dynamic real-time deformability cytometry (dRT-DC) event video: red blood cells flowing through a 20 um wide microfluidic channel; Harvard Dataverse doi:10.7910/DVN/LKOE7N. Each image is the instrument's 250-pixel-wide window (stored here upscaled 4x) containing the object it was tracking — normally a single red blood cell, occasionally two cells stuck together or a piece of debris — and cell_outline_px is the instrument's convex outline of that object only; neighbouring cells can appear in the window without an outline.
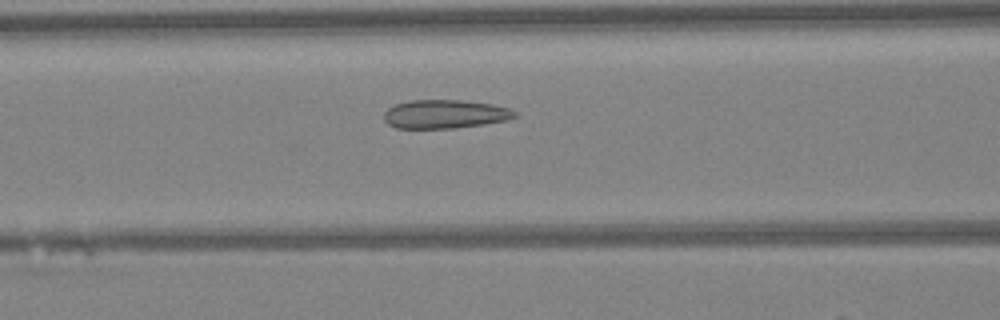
{"species": "Egyptian fruit bat (a non-hibernating species)", "species_latin": "Rousettus aegyptiacus", "temperature_condition": "warm", "stored_images_in_passage": 45, "camera_frame_rate_fps": 3000, "um_per_image_px": 0.085, "animal": {"sex": "female"}, "frame": {"image": 1, "passage_image": 17, "time_ms": 5.333, "image_size_px": [1000, 320], "cell_outline_px": [[516, 116], [508, 120], [484, 124], [452, 128], [396, 128], [388, 124], [384, 120], [384, 112], [388, 108], [396, 104], [408, 100], [460, 100], [492, 104], [508, 108], [516, 112]], "centroid_in_image_um": [37.8, 9.7], "position_along_channel_um": 128.8, "area_um2": 21.79}}
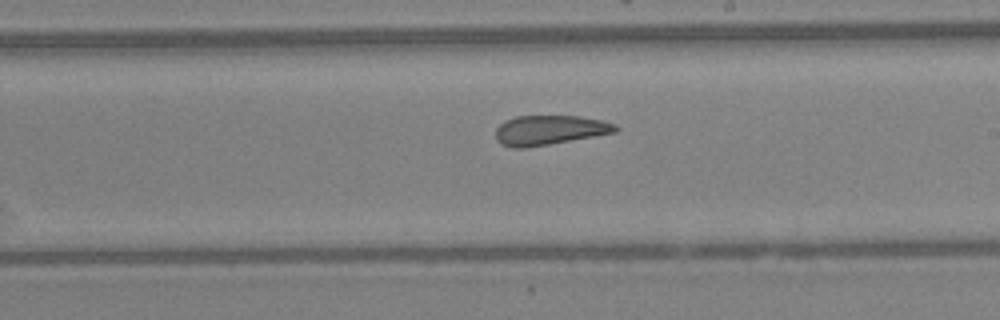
{"frame": {"image": 2, "passage_image": 25, "time_ms": 8.0, "image_size_px": [1000, 320], "cell_outline_px": [[620, 128], [616, 132], [548, 144], [524, 148], [512, 148], [500, 144], [496, 140], [496, 128], [504, 120], [516, 116], [576, 116], [600, 120], [616, 124]], "centroid_in_image_um": [46.67, 11.06], "position_along_channel_um": 242.3, "area_um2": 20.58}}
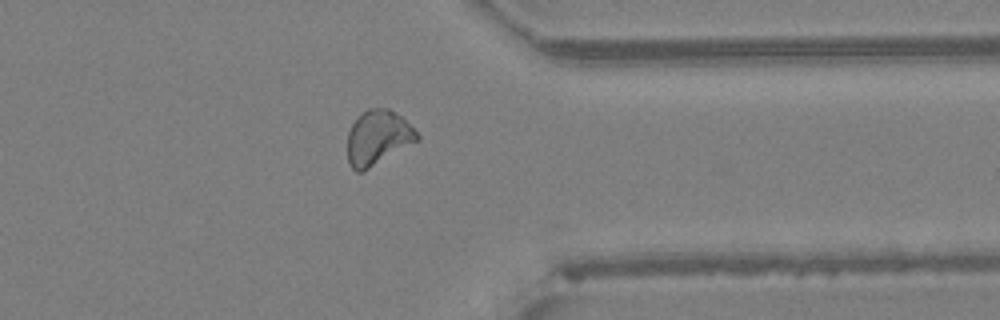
{"frame": {"image": 3, "passage_image": 35, "time_ms": 11.333, "image_size_px": [1000, 320], "cell_outline_px": [[420, 140], [368, 168], [360, 172], [356, 172], [352, 168], [348, 160], [348, 132], [352, 124], [360, 112], [368, 108], [388, 108], [400, 116], [420, 136]], "centroid_in_image_um": [32.1, 11.68], "position_along_channel_um": 379.3, "area_um2": 21.91}, "authors_computed_cell_mechanics": {"area_um2": 22.253, "velocity_mm_per_s": 4.2861, "shape_relaxation_time_tau1_ms": null, "shape_relaxation_time_tau2_ms": 1.7983, "deformation_change_tau1": null, "deformation_change_tau2": 0.0967}}